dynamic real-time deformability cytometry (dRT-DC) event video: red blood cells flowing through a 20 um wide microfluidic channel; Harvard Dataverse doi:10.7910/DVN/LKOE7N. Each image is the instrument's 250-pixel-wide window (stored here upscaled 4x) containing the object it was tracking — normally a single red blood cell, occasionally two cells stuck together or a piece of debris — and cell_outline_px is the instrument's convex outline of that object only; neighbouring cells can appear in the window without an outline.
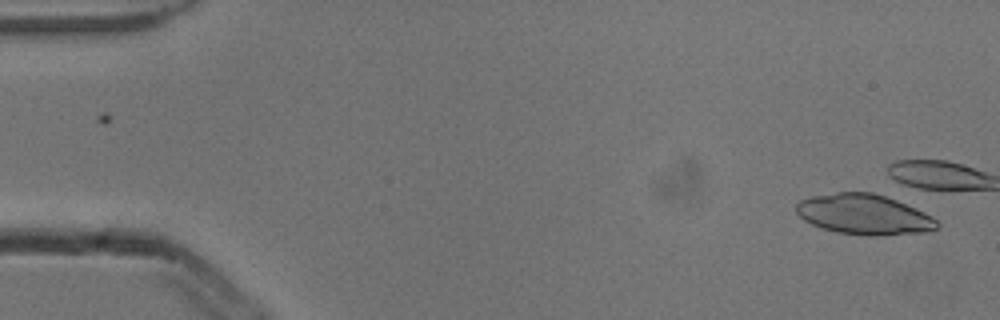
{"species": "common noctule bat (a hibernating species)", "species_latin": "Nyctalus noctula", "temperature_condition": "cold", "stored_images_in_passage": 3, "camera_frame_rate_fps": 3000, "um_per_image_px": 0.085, "animal": {"sex": "male", "body_mass_g": 13.3}, "frame": {"image": 1, "passage_image": 3, "time_ms": 0.667, "image_size_px": [1000, 320], "cell_outline_px": [[940, 224], [936, 228], [924, 232], [876, 236], [868, 236], [836, 232], [820, 228], [804, 220], [796, 212], [796, 204], [800, 200], [812, 196], [836, 192], [872, 192], [896, 200], [924, 212], [932, 216]], "centroid_in_image_um": [73.42, 18.23], "position_along_channel_um": 11.6, "area_um2": 33.0}}